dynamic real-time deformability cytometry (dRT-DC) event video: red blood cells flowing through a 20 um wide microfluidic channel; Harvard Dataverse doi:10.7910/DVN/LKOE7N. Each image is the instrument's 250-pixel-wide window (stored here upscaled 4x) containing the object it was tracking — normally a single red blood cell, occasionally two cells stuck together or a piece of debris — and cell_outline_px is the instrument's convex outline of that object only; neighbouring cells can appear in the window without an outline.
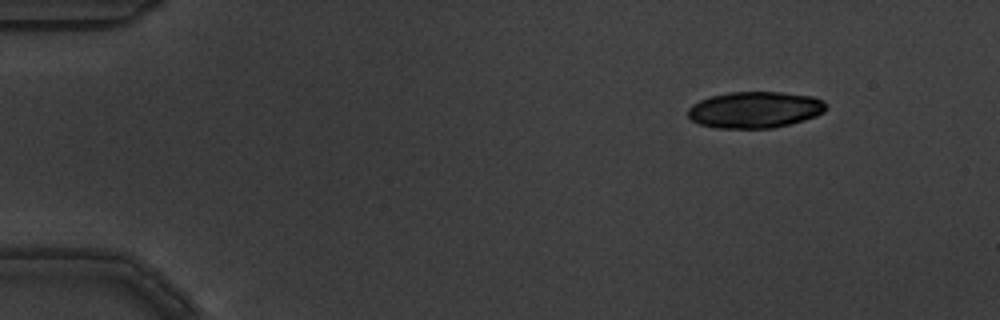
{"species": "common noctule bat (a hibernating species)", "species_latin": "Nyctalus noctula", "temperature_condition": "warm", "stored_images_in_passage": 4, "camera_frame_rate_fps": 3000, "um_per_image_px": 0.085, "animal": {"sex": "male", "body_mass_g": 19.5, "forearm_length_mm": 54.6}, "frame": {"image": 1, "passage_image": 1, "time_ms": 0.0, "image_size_px": [1000, 320], "cell_outline_px": [[828, 108], [824, 112], [816, 116], [804, 120], [772, 128], [716, 128], [700, 124], [692, 120], [688, 116], [688, 108], [692, 104], [700, 100], [712, 96], [728, 92], [780, 92], [812, 96], [824, 100]], "centroid_in_image_um": [64.18, 9.33], "position_along_channel_um": 20.8, "area_um2": 29.36}}